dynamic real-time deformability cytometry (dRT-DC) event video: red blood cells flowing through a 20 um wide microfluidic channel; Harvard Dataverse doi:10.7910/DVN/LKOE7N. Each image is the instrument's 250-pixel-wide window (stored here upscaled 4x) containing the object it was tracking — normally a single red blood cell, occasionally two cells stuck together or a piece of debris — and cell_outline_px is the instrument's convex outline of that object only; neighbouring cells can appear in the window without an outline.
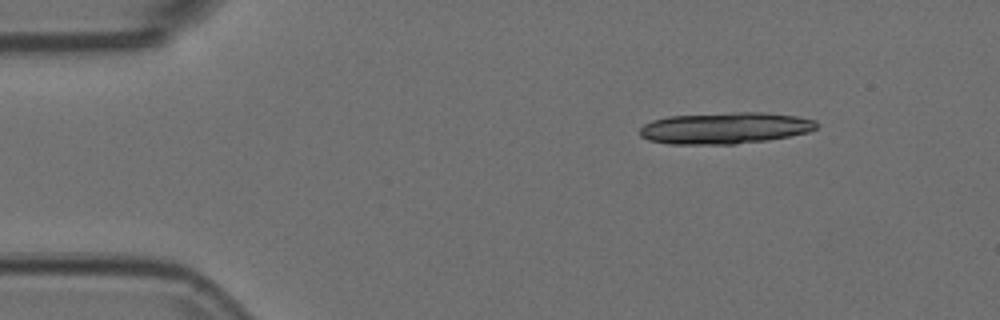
{"species": "Egyptian fruit bat (a non-hibernating species)", "species_latin": "Rousettus aegyptiacus", "temperature_condition": "room temperature", "stored_images_in_passage": 6, "camera_frame_rate_fps": 3000, "um_per_image_px": 0.085, "animal": {"sex": "female"}, "frame": {"image": 1, "passage_image": 1, "time_ms": 0.0, "image_size_px": [1000, 320], "cell_outline_px": [[820, 124], [816, 128], [808, 132], [768, 140], [736, 144], [668, 144], [648, 140], [640, 136], [640, 128], [644, 124], [652, 120], [668, 116], [736, 112], [760, 112], [796, 116], [816, 120]], "centroid_in_image_um": [61.62, 10.89], "position_along_channel_um": 23.4, "area_um2": 32.54}}
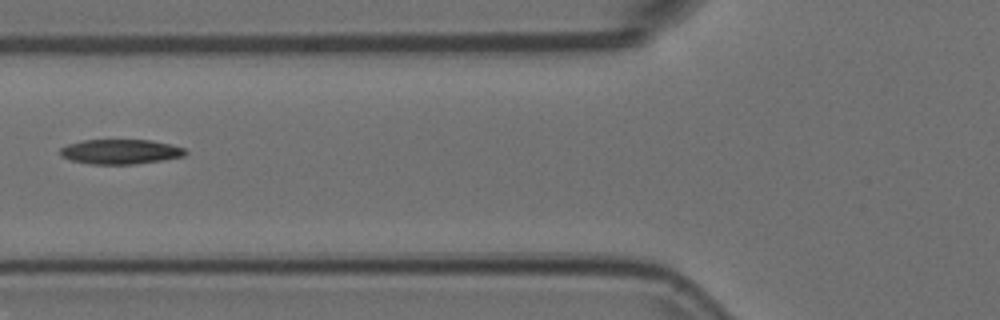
{"frame": {"image": 2, "passage_image": 5, "time_ms": 1.333, "image_size_px": [1000, 320], "cell_outline_px": [[188, 152], [184, 156], [136, 164], [92, 164], [72, 160], [60, 156], [60, 148], [68, 144], [84, 140], [152, 140], [184, 148]], "centroid_in_image_um": [10.23, 12.89], "position_along_channel_um": 115.6, "area_um2": 17.92}}
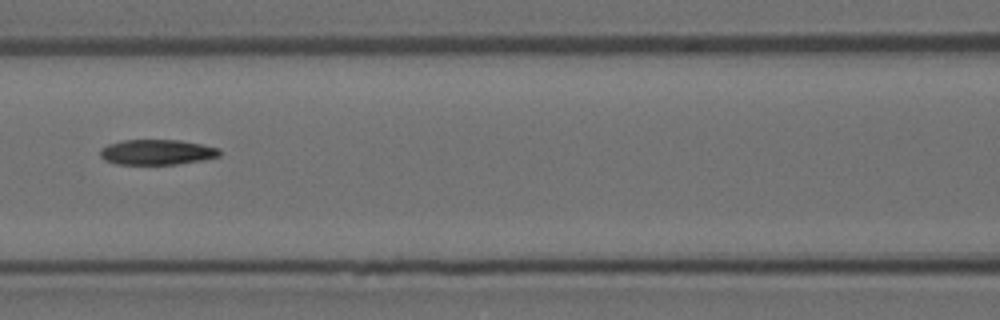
{"frame": {"image": 3, "passage_image": 6, "time_ms": 1.667, "image_size_px": [1000, 320], "cell_outline_px": [[220, 156], [204, 160], [176, 164], [116, 164], [104, 160], [100, 156], [100, 148], [108, 144], [124, 140], [180, 140], [220, 148]], "centroid_in_image_um": [13.33, 12.93], "position_along_channel_um": 153.3, "area_um2": 17.63}}